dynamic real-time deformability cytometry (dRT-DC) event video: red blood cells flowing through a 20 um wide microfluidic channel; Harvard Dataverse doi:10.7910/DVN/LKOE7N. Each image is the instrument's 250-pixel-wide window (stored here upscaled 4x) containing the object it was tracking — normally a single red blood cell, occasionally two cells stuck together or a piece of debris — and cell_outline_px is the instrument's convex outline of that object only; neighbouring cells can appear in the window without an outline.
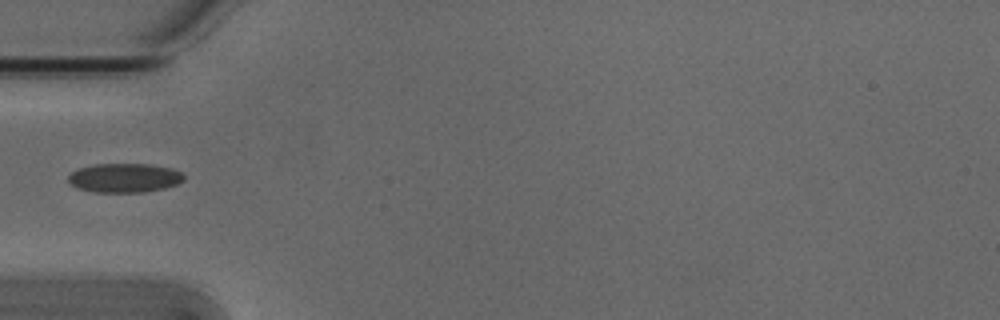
{"species": "Egyptian fruit bat (a non-hibernating species)", "species_latin": "Rousettus aegyptiacus", "temperature_condition": "cold", "stored_images_in_passage": 37, "camera_frame_rate_fps": 3000, "um_per_image_px": 0.085, "animal": {"sex": "male"}, "frame": {"image": 1, "passage_image": 1, "time_ms": 0.0, "image_size_px": [1000, 320], "cell_outline_px": [[184, 180], [176, 184], [164, 188], [144, 192], [92, 192], [76, 188], [68, 184], [68, 176], [72, 172], [80, 168], [96, 164], [148, 164], [172, 168], [180, 172], [184, 176]], "centroid_in_image_um": [10.54, 15.12], "position_along_channel_um": 74.5, "area_um2": 19.65}}
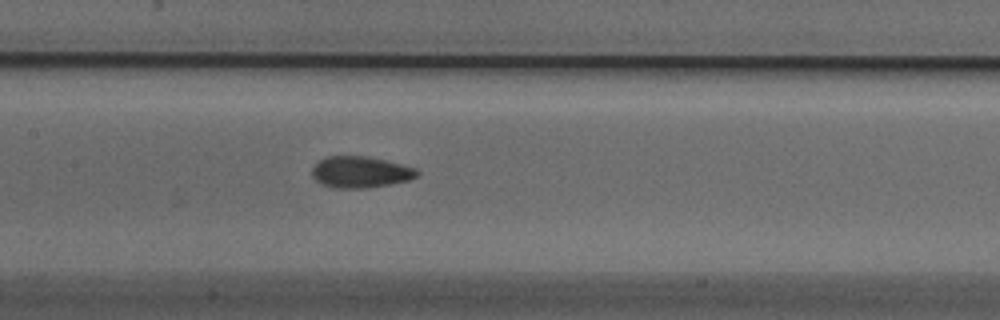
{"frame": {"image": 2, "passage_image": 9, "time_ms": 2.667, "image_size_px": [1000, 320], "cell_outline_px": [[420, 172], [416, 176], [408, 180], [368, 188], [332, 188], [320, 184], [312, 176], [312, 168], [320, 160], [328, 156], [368, 156], [416, 168]], "centroid_in_image_um": [30.61, 14.63], "position_along_channel_um": 176.8, "area_um2": 19.13}}
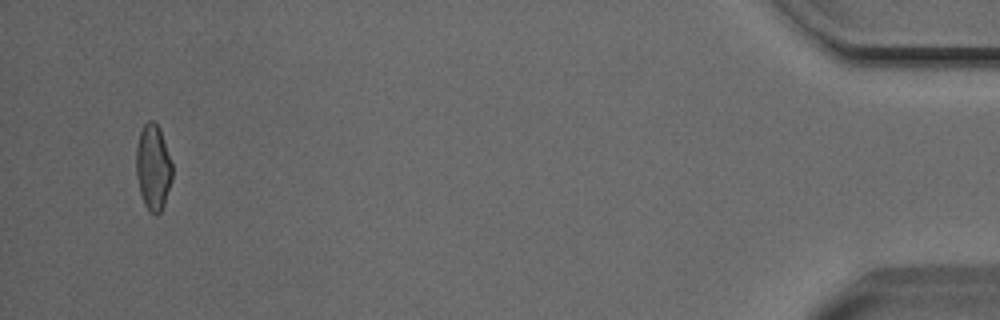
{"frame": {"image": 3, "passage_image": 35, "time_ms": 11.333, "image_size_px": [1000, 320], "cell_outline_px": [[172, 180], [164, 204], [160, 212], [156, 216], [148, 212], [144, 204], [140, 192], [136, 176], [136, 148], [140, 132], [144, 124], [148, 120], [152, 120], [160, 128], [172, 164]], "centroid_in_image_um": [13.01, 14.25], "position_along_channel_um": 422.2, "area_um2": 18.15}}